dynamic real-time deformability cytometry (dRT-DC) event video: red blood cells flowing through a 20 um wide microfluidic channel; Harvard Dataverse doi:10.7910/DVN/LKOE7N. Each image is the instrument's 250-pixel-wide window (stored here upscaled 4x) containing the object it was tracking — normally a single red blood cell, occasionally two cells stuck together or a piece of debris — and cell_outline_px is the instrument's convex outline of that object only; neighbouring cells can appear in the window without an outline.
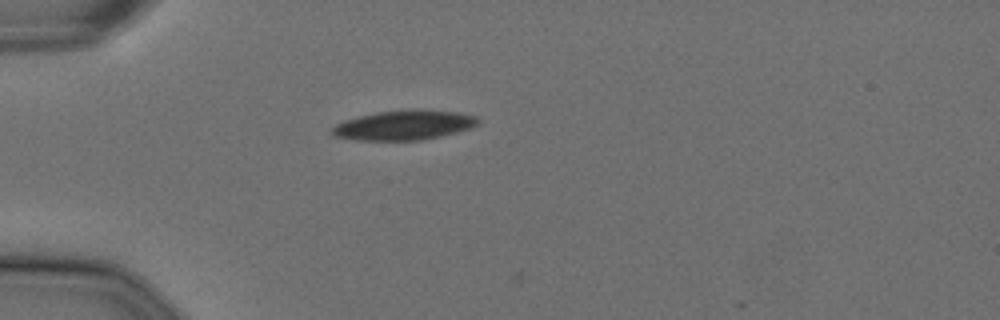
{"species": "Egyptian fruit bat (a non-hibernating species)", "species_latin": "Rousettus aegyptiacus", "temperature_condition": "cold", "stored_images_in_passage": 7, "camera_frame_rate_fps": 3000, "um_per_image_px": 0.085, "animal": {"sex": "female"}, "frame": {"image": 1, "passage_image": 3, "time_ms": 0.667, "image_size_px": [1000, 320], "cell_outline_px": [[480, 124], [472, 128], [440, 136], [420, 140], [356, 140], [336, 136], [332, 132], [332, 128], [336, 124], [344, 120], [376, 112], [460, 112], [476, 116], [480, 120]], "centroid_in_image_um": [34.36, 10.68], "position_along_channel_um": 50.6, "area_um2": 24.22}}